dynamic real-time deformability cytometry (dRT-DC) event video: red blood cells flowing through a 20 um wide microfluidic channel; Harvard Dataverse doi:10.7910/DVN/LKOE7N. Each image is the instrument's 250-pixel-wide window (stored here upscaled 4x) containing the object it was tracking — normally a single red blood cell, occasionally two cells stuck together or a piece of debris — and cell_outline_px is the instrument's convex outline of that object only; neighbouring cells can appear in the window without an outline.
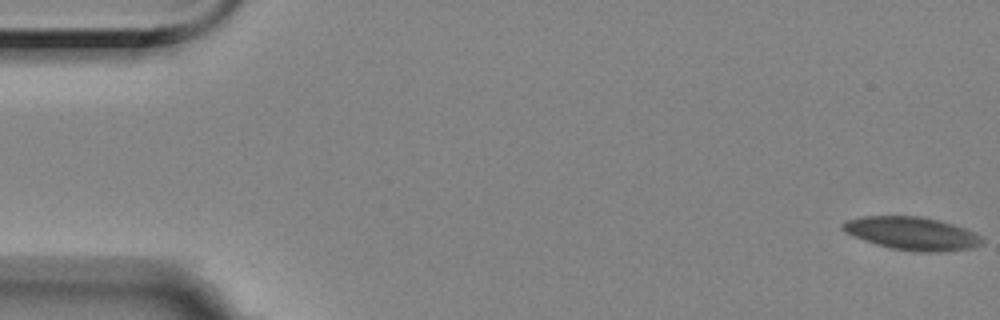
{"species": "Egyptian fruit bat (a non-hibernating species)", "species_latin": "Rousettus aegyptiacus", "temperature_condition": "room temperature", "stored_images_in_passage": 12, "camera_frame_rate_fps": 3000, "um_per_image_px": 0.085, "animal": {"sex": "female"}, "frame": {"image": 1, "passage_image": 1, "time_ms": 0.0, "image_size_px": [1000, 320], "cell_outline_px": [[984, 244], [972, 248], [944, 252], [916, 252], [892, 248], [876, 244], [864, 240], [844, 232], [840, 228], [840, 224], [848, 220], [864, 216], [920, 216], [940, 220], [976, 232], [984, 236]], "centroid_in_image_um": [77.57, 19.85], "position_along_channel_um": 7.4, "area_um2": 27.17}}